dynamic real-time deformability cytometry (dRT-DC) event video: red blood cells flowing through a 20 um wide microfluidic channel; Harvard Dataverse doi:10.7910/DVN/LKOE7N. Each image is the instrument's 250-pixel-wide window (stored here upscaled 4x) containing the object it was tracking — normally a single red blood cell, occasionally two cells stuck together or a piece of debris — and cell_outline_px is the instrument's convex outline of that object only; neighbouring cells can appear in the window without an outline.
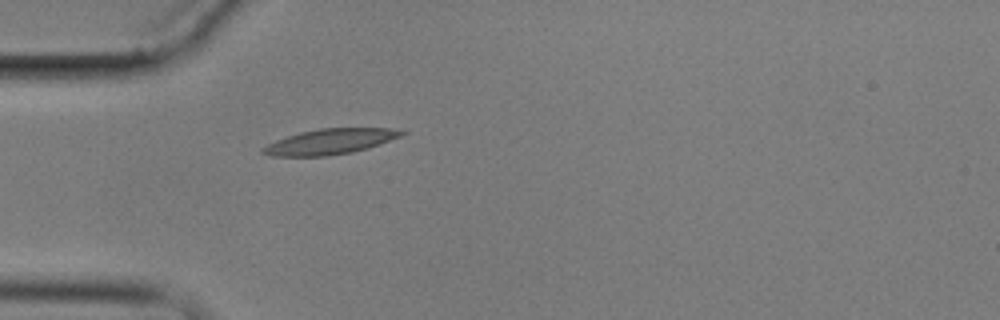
{"species": "common noctule bat (a hibernating species)", "species_latin": "Nyctalus noctula", "temperature_condition": "cold", "stored_images_in_passage": 4, "camera_frame_rate_fps": 3000, "um_per_image_px": 0.085, "animal": {"sex": "male", "body_mass_g": 17.9}, "frame": {"image": 1, "passage_image": 4, "time_ms": 4.333, "image_size_px": [1000, 320], "cell_outline_px": [[408, 132], [400, 136], [368, 148], [352, 152], [328, 156], [272, 156], [260, 152], [260, 148], [276, 140], [300, 132], [320, 128], [388, 128]], "centroid_in_image_um": [28.01, 12.04], "position_along_channel_um": 57.0, "area_um2": 20.4}}